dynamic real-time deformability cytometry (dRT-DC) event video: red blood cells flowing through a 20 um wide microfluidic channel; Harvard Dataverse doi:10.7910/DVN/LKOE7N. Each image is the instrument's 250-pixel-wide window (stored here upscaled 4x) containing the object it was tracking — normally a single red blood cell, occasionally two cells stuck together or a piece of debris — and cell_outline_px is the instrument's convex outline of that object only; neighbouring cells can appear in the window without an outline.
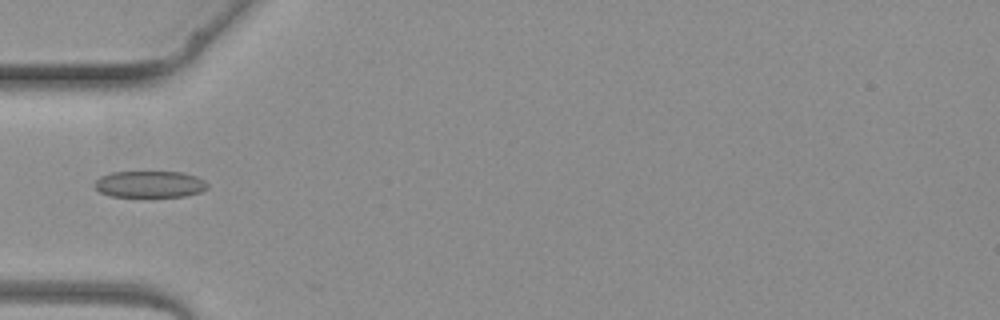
{"species": "common noctule bat (a hibernating species)", "species_latin": "Nyctalus noctula", "temperature_condition": "warm", "stored_images_in_passage": 3, "camera_frame_rate_fps": 3000, "um_per_image_px": 0.085, "animal": {"sex": "female", "body_mass_g": 19.3, "forearm_length_mm": 54.1}, "frame": {"image": 1, "passage_image": 3, "time_ms": 2.333, "image_size_px": [1000, 320], "cell_outline_px": [[208, 188], [200, 192], [188, 196], [112, 196], [100, 192], [92, 184], [100, 176], [112, 172], [184, 172], [196, 176], [204, 180], [208, 184]], "centroid_in_image_um": [12.74, 15.65], "position_along_channel_um": 72.3, "area_um2": 17.51}}